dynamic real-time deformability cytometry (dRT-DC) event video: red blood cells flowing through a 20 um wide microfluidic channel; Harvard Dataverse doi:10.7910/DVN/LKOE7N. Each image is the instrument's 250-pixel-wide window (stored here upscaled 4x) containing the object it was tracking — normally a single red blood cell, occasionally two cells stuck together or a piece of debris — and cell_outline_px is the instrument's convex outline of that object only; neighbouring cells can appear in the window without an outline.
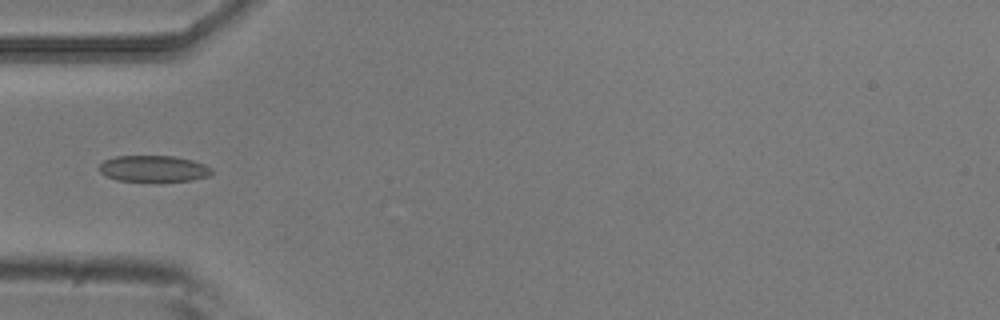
{"species": "common noctule bat (a hibernating species)", "species_latin": "Nyctalus noctula", "temperature_condition": "room temperature", "stored_images_in_passage": 4, "camera_frame_rate_fps": 3000, "um_per_image_px": 0.085, "animal": {"sex": "male", "body_mass_g": 20.5, "forearm_length_mm": 52.5}, "frame": {"image": 1, "passage_image": 4, "time_ms": 1.0, "image_size_px": [1000, 320], "cell_outline_px": [[212, 172], [208, 176], [192, 180], [156, 184], [116, 180], [104, 176], [100, 172], [100, 164], [104, 160], [116, 156], [172, 156], [192, 160], [204, 164], [212, 168]], "centroid_in_image_um": [13.04, 14.39], "position_along_channel_um": 72.0, "area_um2": 18.03}}